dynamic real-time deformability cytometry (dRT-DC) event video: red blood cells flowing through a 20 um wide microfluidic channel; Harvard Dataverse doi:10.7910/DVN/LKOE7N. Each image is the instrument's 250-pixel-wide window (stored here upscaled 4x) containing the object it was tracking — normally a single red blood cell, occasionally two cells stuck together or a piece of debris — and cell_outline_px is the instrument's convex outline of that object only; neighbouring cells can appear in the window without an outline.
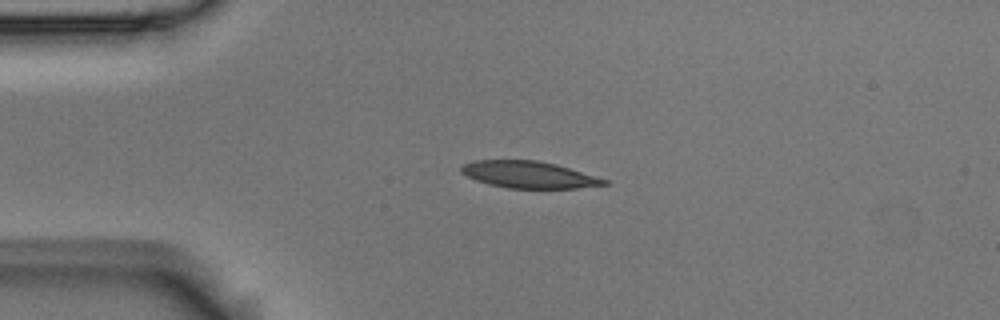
{"species": "Egyptian fruit bat (a non-hibernating species)", "species_latin": "Rousettus aegyptiacus", "temperature_condition": "room temperature", "stored_images_in_passage": 42, "camera_frame_rate_fps": 3000, "um_per_image_px": 0.085, "animal": {"sex": "male"}, "frame": {"image": 1, "passage_image": 1, "time_ms": 0.0, "image_size_px": [1000, 320], "cell_outline_px": [[612, 184], [576, 188], [508, 188], [488, 184], [476, 180], [460, 172], [460, 164], [476, 160], [536, 160], [556, 164], [608, 180]], "centroid_in_image_um": [44.93, 14.84], "position_along_channel_um": 40.1, "area_um2": 22.37}}
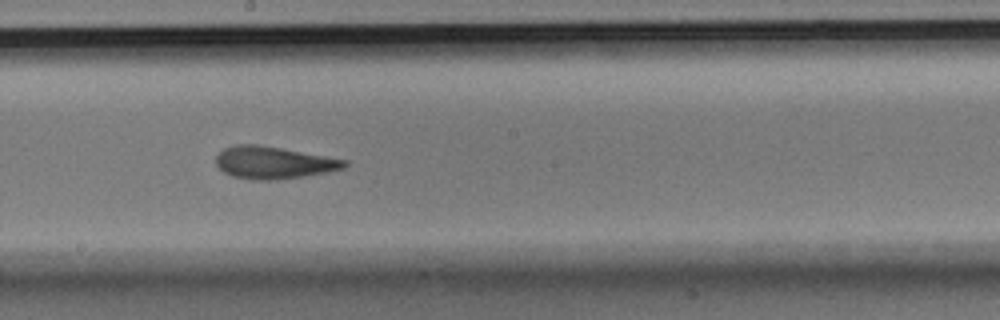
{"frame": {"image": 2, "passage_image": 18, "time_ms": 5.667, "image_size_px": [1000, 320], "cell_outline_px": [[348, 164], [344, 168], [328, 172], [304, 176], [272, 180], [252, 180], [232, 176], [224, 172], [216, 164], [216, 156], [224, 148], [236, 144], [256, 144], [280, 148], [348, 160]], "centroid_in_image_um": [23.25, 13.82], "position_along_channel_um": 225.0, "area_um2": 24.04}}
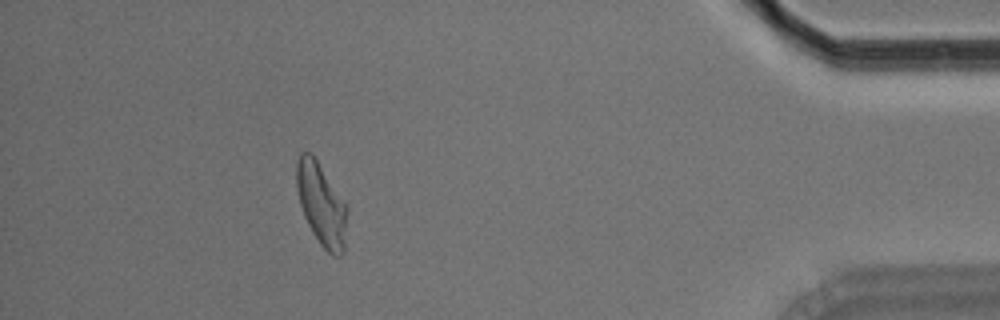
{"frame": {"image": 3, "passage_image": 37, "time_ms": 12.0, "image_size_px": [1000, 320], "cell_outline_px": [[348, 212], [344, 252], [340, 256], [332, 256], [320, 244], [312, 232], [304, 216], [300, 204], [296, 188], [296, 164], [300, 152], [312, 152], [348, 208]], "centroid_in_image_um": [27.32, 17.38], "position_along_channel_um": 407.9, "area_um2": 24.39}, "authors_computed_cell_mechanics": {"area_um2": 23.7558, "velocity_mm_per_s": 3.7129, "shape_relaxation_time_tau1_ms": 4.8949, "shape_relaxation_time_tau2_ms": 2.8356, "deformation_change_tau1": 0.1836, "deformation_change_tau2": 0.1069}}